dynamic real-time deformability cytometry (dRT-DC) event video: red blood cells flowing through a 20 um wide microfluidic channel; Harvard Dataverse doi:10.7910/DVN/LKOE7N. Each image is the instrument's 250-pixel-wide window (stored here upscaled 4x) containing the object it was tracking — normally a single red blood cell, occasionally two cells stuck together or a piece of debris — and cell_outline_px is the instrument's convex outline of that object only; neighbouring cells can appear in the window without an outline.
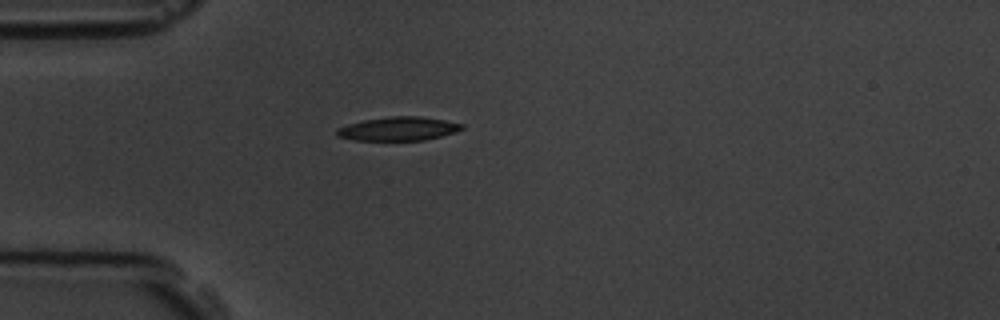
{"species": "common noctule bat (a hibernating species)", "species_latin": "Nyctalus noctula", "temperature_condition": "room temperature", "stored_images_in_passage": 2, "camera_frame_rate_fps": 3000, "um_per_image_px": 0.085, "animal": {"sex": "male", "body_mass_g": 19.5, "forearm_length_mm": 54.6}, "frame": {"image": 1, "passage_image": 1, "time_ms": 0.0, "image_size_px": [1000, 320], "cell_outline_px": [[464, 128], [456, 132], [424, 140], [356, 140], [336, 136], [336, 128], [348, 124], [364, 120], [392, 116], [420, 116], [444, 120], [464, 124]], "centroid_in_image_um": [33.86, 10.94], "position_along_channel_um": 51.1, "area_um2": 17.22}}